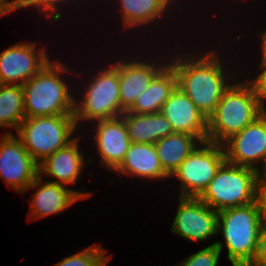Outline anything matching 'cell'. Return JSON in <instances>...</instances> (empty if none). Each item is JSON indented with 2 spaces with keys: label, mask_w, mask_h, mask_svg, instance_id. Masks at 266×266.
I'll return each mask as SVG.
<instances>
[{
  "label": "cell",
  "mask_w": 266,
  "mask_h": 266,
  "mask_svg": "<svg viewBox=\"0 0 266 266\" xmlns=\"http://www.w3.org/2000/svg\"><path fill=\"white\" fill-rule=\"evenodd\" d=\"M214 50L199 57L179 54L168 64L177 75L179 87L195 104L198 110L208 119L222 99L225 90L231 85L227 73L223 70L224 61ZM182 56V57H181ZM225 73V74H224Z\"/></svg>",
  "instance_id": "obj_1"
},
{
  "label": "cell",
  "mask_w": 266,
  "mask_h": 266,
  "mask_svg": "<svg viewBox=\"0 0 266 266\" xmlns=\"http://www.w3.org/2000/svg\"><path fill=\"white\" fill-rule=\"evenodd\" d=\"M264 111L249 80L232 83L207 119V141L223 145Z\"/></svg>",
  "instance_id": "obj_2"
},
{
  "label": "cell",
  "mask_w": 266,
  "mask_h": 266,
  "mask_svg": "<svg viewBox=\"0 0 266 266\" xmlns=\"http://www.w3.org/2000/svg\"><path fill=\"white\" fill-rule=\"evenodd\" d=\"M70 72L57 60L47 63L23 84L26 118L53 115H74L75 97L59 75Z\"/></svg>",
  "instance_id": "obj_3"
},
{
  "label": "cell",
  "mask_w": 266,
  "mask_h": 266,
  "mask_svg": "<svg viewBox=\"0 0 266 266\" xmlns=\"http://www.w3.org/2000/svg\"><path fill=\"white\" fill-rule=\"evenodd\" d=\"M256 202L218 212V233L222 231L231 264H254L263 226Z\"/></svg>",
  "instance_id": "obj_4"
},
{
  "label": "cell",
  "mask_w": 266,
  "mask_h": 266,
  "mask_svg": "<svg viewBox=\"0 0 266 266\" xmlns=\"http://www.w3.org/2000/svg\"><path fill=\"white\" fill-rule=\"evenodd\" d=\"M74 115H53L25 118L16 129L19 140L39 164L66 147L75 138Z\"/></svg>",
  "instance_id": "obj_5"
},
{
  "label": "cell",
  "mask_w": 266,
  "mask_h": 266,
  "mask_svg": "<svg viewBox=\"0 0 266 266\" xmlns=\"http://www.w3.org/2000/svg\"><path fill=\"white\" fill-rule=\"evenodd\" d=\"M258 172L225 161L198 198L217 212L255 202Z\"/></svg>",
  "instance_id": "obj_6"
},
{
  "label": "cell",
  "mask_w": 266,
  "mask_h": 266,
  "mask_svg": "<svg viewBox=\"0 0 266 266\" xmlns=\"http://www.w3.org/2000/svg\"><path fill=\"white\" fill-rule=\"evenodd\" d=\"M107 68L91 79L85 88L83 101L77 103L75 100L76 125L81 120L96 122L121 116L119 61Z\"/></svg>",
  "instance_id": "obj_7"
},
{
  "label": "cell",
  "mask_w": 266,
  "mask_h": 266,
  "mask_svg": "<svg viewBox=\"0 0 266 266\" xmlns=\"http://www.w3.org/2000/svg\"><path fill=\"white\" fill-rule=\"evenodd\" d=\"M225 161L223 145L209 141L200 143L171 176L181 181L179 196L198 198Z\"/></svg>",
  "instance_id": "obj_8"
},
{
  "label": "cell",
  "mask_w": 266,
  "mask_h": 266,
  "mask_svg": "<svg viewBox=\"0 0 266 266\" xmlns=\"http://www.w3.org/2000/svg\"><path fill=\"white\" fill-rule=\"evenodd\" d=\"M0 141V178L17 192L24 193L39 176L38 163L13 132Z\"/></svg>",
  "instance_id": "obj_9"
},
{
  "label": "cell",
  "mask_w": 266,
  "mask_h": 266,
  "mask_svg": "<svg viewBox=\"0 0 266 266\" xmlns=\"http://www.w3.org/2000/svg\"><path fill=\"white\" fill-rule=\"evenodd\" d=\"M223 146L228 163L263 171L266 168V110ZM261 161L263 165L259 168L257 163Z\"/></svg>",
  "instance_id": "obj_10"
},
{
  "label": "cell",
  "mask_w": 266,
  "mask_h": 266,
  "mask_svg": "<svg viewBox=\"0 0 266 266\" xmlns=\"http://www.w3.org/2000/svg\"><path fill=\"white\" fill-rule=\"evenodd\" d=\"M179 207L171 228L190 241H203L217 234L218 212L199 198L179 197Z\"/></svg>",
  "instance_id": "obj_11"
},
{
  "label": "cell",
  "mask_w": 266,
  "mask_h": 266,
  "mask_svg": "<svg viewBox=\"0 0 266 266\" xmlns=\"http://www.w3.org/2000/svg\"><path fill=\"white\" fill-rule=\"evenodd\" d=\"M36 45L20 42L0 53V84L23 85L50 62L42 47L35 51Z\"/></svg>",
  "instance_id": "obj_12"
},
{
  "label": "cell",
  "mask_w": 266,
  "mask_h": 266,
  "mask_svg": "<svg viewBox=\"0 0 266 266\" xmlns=\"http://www.w3.org/2000/svg\"><path fill=\"white\" fill-rule=\"evenodd\" d=\"M92 125L93 129H96L93 141H96L94 144L101 157L100 164L105 163L108 169L116 170L123 162L131 145L123 117L99 120L97 124Z\"/></svg>",
  "instance_id": "obj_13"
},
{
  "label": "cell",
  "mask_w": 266,
  "mask_h": 266,
  "mask_svg": "<svg viewBox=\"0 0 266 266\" xmlns=\"http://www.w3.org/2000/svg\"><path fill=\"white\" fill-rule=\"evenodd\" d=\"M160 112L171 123L174 132L196 135L202 142L207 141V118L179 87Z\"/></svg>",
  "instance_id": "obj_14"
},
{
  "label": "cell",
  "mask_w": 266,
  "mask_h": 266,
  "mask_svg": "<svg viewBox=\"0 0 266 266\" xmlns=\"http://www.w3.org/2000/svg\"><path fill=\"white\" fill-rule=\"evenodd\" d=\"M42 177V174H39L28 187V189L38 188L31 197L30 218L34 216V219H37L57 214L72 206L79 199L91 198V193L89 192H77L76 190L65 188L64 185L49 181L42 183L44 182Z\"/></svg>",
  "instance_id": "obj_15"
},
{
  "label": "cell",
  "mask_w": 266,
  "mask_h": 266,
  "mask_svg": "<svg viewBox=\"0 0 266 266\" xmlns=\"http://www.w3.org/2000/svg\"><path fill=\"white\" fill-rule=\"evenodd\" d=\"M164 64V65H163ZM119 61V86L121 115L127 111L150 85L152 80L168 65L163 62Z\"/></svg>",
  "instance_id": "obj_16"
},
{
  "label": "cell",
  "mask_w": 266,
  "mask_h": 266,
  "mask_svg": "<svg viewBox=\"0 0 266 266\" xmlns=\"http://www.w3.org/2000/svg\"><path fill=\"white\" fill-rule=\"evenodd\" d=\"M79 137H76L66 147L59 149L38 164L39 174L50 175L56 179L51 181L61 185L75 184L84 165L83 152L79 151Z\"/></svg>",
  "instance_id": "obj_17"
},
{
  "label": "cell",
  "mask_w": 266,
  "mask_h": 266,
  "mask_svg": "<svg viewBox=\"0 0 266 266\" xmlns=\"http://www.w3.org/2000/svg\"><path fill=\"white\" fill-rule=\"evenodd\" d=\"M115 171L154 180L170 178L160 163L154 144L131 143L123 162Z\"/></svg>",
  "instance_id": "obj_18"
},
{
  "label": "cell",
  "mask_w": 266,
  "mask_h": 266,
  "mask_svg": "<svg viewBox=\"0 0 266 266\" xmlns=\"http://www.w3.org/2000/svg\"><path fill=\"white\" fill-rule=\"evenodd\" d=\"M121 116L131 143L155 144L160 139L175 133L171 123L161 112L135 114L125 111Z\"/></svg>",
  "instance_id": "obj_19"
},
{
  "label": "cell",
  "mask_w": 266,
  "mask_h": 266,
  "mask_svg": "<svg viewBox=\"0 0 266 266\" xmlns=\"http://www.w3.org/2000/svg\"><path fill=\"white\" fill-rule=\"evenodd\" d=\"M176 87L177 75L168 64L126 112L135 114L158 113Z\"/></svg>",
  "instance_id": "obj_20"
},
{
  "label": "cell",
  "mask_w": 266,
  "mask_h": 266,
  "mask_svg": "<svg viewBox=\"0 0 266 266\" xmlns=\"http://www.w3.org/2000/svg\"><path fill=\"white\" fill-rule=\"evenodd\" d=\"M200 143L202 141L196 135L175 132L154 145L164 171L171 177Z\"/></svg>",
  "instance_id": "obj_21"
},
{
  "label": "cell",
  "mask_w": 266,
  "mask_h": 266,
  "mask_svg": "<svg viewBox=\"0 0 266 266\" xmlns=\"http://www.w3.org/2000/svg\"><path fill=\"white\" fill-rule=\"evenodd\" d=\"M125 29L142 26L162 16L168 8L161 0H119Z\"/></svg>",
  "instance_id": "obj_22"
},
{
  "label": "cell",
  "mask_w": 266,
  "mask_h": 266,
  "mask_svg": "<svg viewBox=\"0 0 266 266\" xmlns=\"http://www.w3.org/2000/svg\"><path fill=\"white\" fill-rule=\"evenodd\" d=\"M25 118L23 85L0 84V127L17 129Z\"/></svg>",
  "instance_id": "obj_23"
},
{
  "label": "cell",
  "mask_w": 266,
  "mask_h": 266,
  "mask_svg": "<svg viewBox=\"0 0 266 266\" xmlns=\"http://www.w3.org/2000/svg\"><path fill=\"white\" fill-rule=\"evenodd\" d=\"M101 246H90L76 254L66 257L55 266H105L110 259Z\"/></svg>",
  "instance_id": "obj_24"
},
{
  "label": "cell",
  "mask_w": 266,
  "mask_h": 266,
  "mask_svg": "<svg viewBox=\"0 0 266 266\" xmlns=\"http://www.w3.org/2000/svg\"><path fill=\"white\" fill-rule=\"evenodd\" d=\"M222 248L223 243L221 241H217L212 245L201 249L192 256H189L178 266H217Z\"/></svg>",
  "instance_id": "obj_25"
},
{
  "label": "cell",
  "mask_w": 266,
  "mask_h": 266,
  "mask_svg": "<svg viewBox=\"0 0 266 266\" xmlns=\"http://www.w3.org/2000/svg\"><path fill=\"white\" fill-rule=\"evenodd\" d=\"M62 1V2H61ZM70 1V0H26L19 8H26V7H37L41 13L45 16V14L48 16L47 18H53L54 21H58L61 18L62 13L57 12V6L58 3H64V2ZM44 11V12H43ZM51 12V13H50ZM45 13V14H44ZM50 13V14H48Z\"/></svg>",
  "instance_id": "obj_26"
},
{
  "label": "cell",
  "mask_w": 266,
  "mask_h": 266,
  "mask_svg": "<svg viewBox=\"0 0 266 266\" xmlns=\"http://www.w3.org/2000/svg\"><path fill=\"white\" fill-rule=\"evenodd\" d=\"M255 202L263 221L266 222V174L263 171H259L256 177Z\"/></svg>",
  "instance_id": "obj_27"
},
{
  "label": "cell",
  "mask_w": 266,
  "mask_h": 266,
  "mask_svg": "<svg viewBox=\"0 0 266 266\" xmlns=\"http://www.w3.org/2000/svg\"><path fill=\"white\" fill-rule=\"evenodd\" d=\"M260 68L263 70H261V73L258 74L257 77H255L256 79H253L251 81H249L255 91V95L258 98V101L261 105V107L266 110L264 104L266 101V65L264 64H260Z\"/></svg>",
  "instance_id": "obj_28"
},
{
  "label": "cell",
  "mask_w": 266,
  "mask_h": 266,
  "mask_svg": "<svg viewBox=\"0 0 266 266\" xmlns=\"http://www.w3.org/2000/svg\"><path fill=\"white\" fill-rule=\"evenodd\" d=\"M254 264L257 266H266V222L262 226L259 253Z\"/></svg>",
  "instance_id": "obj_29"
},
{
  "label": "cell",
  "mask_w": 266,
  "mask_h": 266,
  "mask_svg": "<svg viewBox=\"0 0 266 266\" xmlns=\"http://www.w3.org/2000/svg\"><path fill=\"white\" fill-rule=\"evenodd\" d=\"M15 10L16 9L10 4V1L0 0V17Z\"/></svg>",
  "instance_id": "obj_30"
},
{
  "label": "cell",
  "mask_w": 266,
  "mask_h": 266,
  "mask_svg": "<svg viewBox=\"0 0 266 266\" xmlns=\"http://www.w3.org/2000/svg\"><path fill=\"white\" fill-rule=\"evenodd\" d=\"M261 36V41H262V60L261 64L266 65V31L263 32V34H260Z\"/></svg>",
  "instance_id": "obj_31"
},
{
  "label": "cell",
  "mask_w": 266,
  "mask_h": 266,
  "mask_svg": "<svg viewBox=\"0 0 266 266\" xmlns=\"http://www.w3.org/2000/svg\"><path fill=\"white\" fill-rule=\"evenodd\" d=\"M26 0H12L10 4L15 8L19 9V7L25 2Z\"/></svg>",
  "instance_id": "obj_32"
},
{
  "label": "cell",
  "mask_w": 266,
  "mask_h": 266,
  "mask_svg": "<svg viewBox=\"0 0 266 266\" xmlns=\"http://www.w3.org/2000/svg\"><path fill=\"white\" fill-rule=\"evenodd\" d=\"M164 4H165V6L167 7V8H169V6H170V4L172 3V1L174 2V0H161Z\"/></svg>",
  "instance_id": "obj_33"
},
{
  "label": "cell",
  "mask_w": 266,
  "mask_h": 266,
  "mask_svg": "<svg viewBox=\"0 0 266 266\" xmlns=\"http://www.w3.org/2000/svg\"><path fill=\"white\" fill-rule=\"evenodd\" d=\"M232 266H257L255 264H232Z\"/></svg>",
  "instance_id": "obj_34"
}]
</instances>
